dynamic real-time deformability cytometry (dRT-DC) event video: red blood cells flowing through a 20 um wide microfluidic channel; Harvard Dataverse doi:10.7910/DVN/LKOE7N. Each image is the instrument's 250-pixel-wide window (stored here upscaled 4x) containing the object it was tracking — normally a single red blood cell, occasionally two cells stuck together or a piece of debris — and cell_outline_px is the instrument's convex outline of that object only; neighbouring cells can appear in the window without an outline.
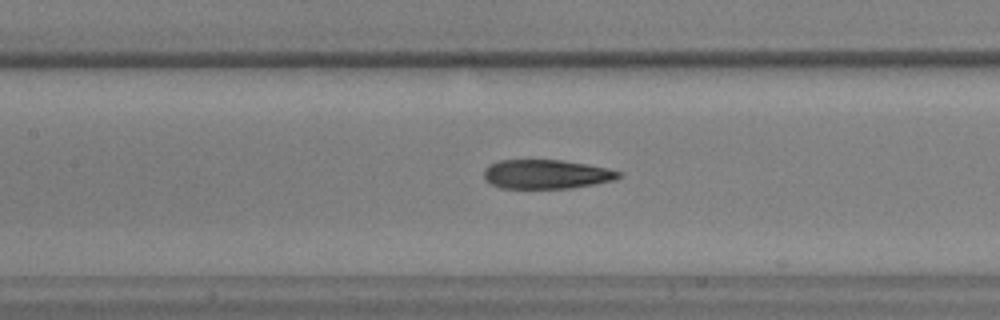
{"species": "common noctule bat (a hibernating species)", "species_latin": "Nyctalus noctula", "temperature_condition": "warm", "stored_images_in_passage": 31, "camera_frame_rate_fps": 3000, "um_per_image_px": 0.085, "animal": {"sex": "male", "body_mass_g": 17.9, "forearm_length_mm": 54.2}, "frame": {"image": 1, "passage_image": 8, "time_ms": 2.333, "image_size_px": [1000, 320], "cell_outline_px": [[624, 176], [616, 180], [596, 184], [572, 188], [500, 188], [484, 180], [484, 168], [488, 164], [500, 160], [560, 160], [588, 164], [608, 168], [624, 172]], "centroid_in_image_um": [46.49, 14.81], "position_along_channel_um": 160.9, "area_um2": 23.29}}
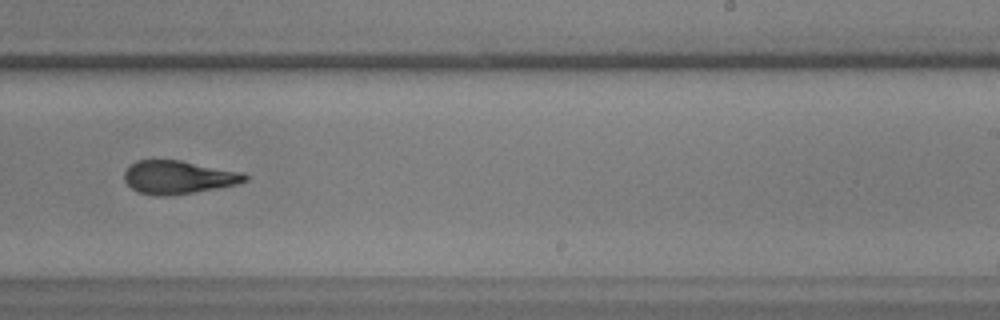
{"frame": {"image": 2, "passage_image": 16, "time_ms": 5.0, "image_size_px": [1000, 320], "cell_outline_px": [[248, 180], [236, 184], [216, 188], [172, 196], [160, 196], [136, 192], [124, 180], [124, 172], [136, 160], [180, 160], [244, 172], [248, 176]], "centroid_in_image_um": [15.16, 15.07], "position_along_channel_um": 273.8, "area_um2": 23.41}}
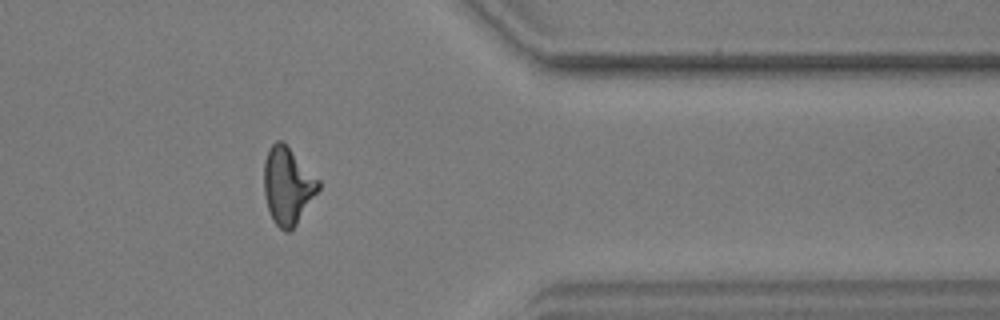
{"frame": {"image": 3, "passage_image": 25, "time_ms": 8.0, "image_size_px": [1000, 320], "cell_outline_px": [[320, 188], [296, 224], [288, 232], [284, 232], [272, 220], [268, 208], [264, 192], [264, 160], [268, 148], [276, 140], [280, 140], [320, 180]], "centroid_in_image_um": [24.43, 15.8], "position_along_channel_um": 387.0, "area_um2": 24.1}}